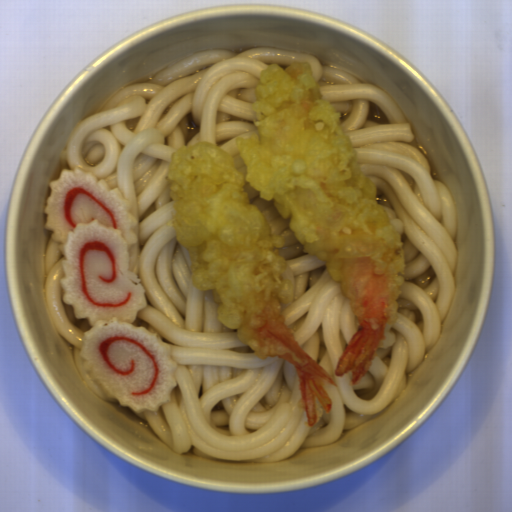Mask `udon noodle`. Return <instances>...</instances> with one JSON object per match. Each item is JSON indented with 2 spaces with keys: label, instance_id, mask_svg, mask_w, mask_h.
Masks as SVG:
<instances>
[{
  "label": "udon noodle",
  "instance_id": "udon-noodle-1",
  "mask_svg": "<svg viewBox=\"0 0 512 512\" xmlns=\"http://www.w3.org/2000/svg\"><path fill=\"white\" fill-rule=\"evenodd\" d=\"M312 65L326 100L341 115L354 149L377 185L378 201L399 230L405 279L398 320L358 384L334 370L360 327L326 262L303 251L273 200L246 183L250 201L292 269L294 299L286 319L303 349L337 382L328 386L331 412L307 425L295 370L277 357L259 360L235 330L221 325L216 303L191 285L190 263L168 222L174 212L164 176L173 151L193 142L223 148L245 173L235 147L257 129L251 108L261 70L271 63ZM63 169H82L130 201L135 243L129 265L147 308L133 325L169 346L175 385L156 411H132L179 454L209 460L279 462L302 448L338 442L388 407L438 341L457 293L459 247L454 196L433 178L412 126L388 91L362 82L316 56L282 48L225 49L188 54L142 82L127 84L73 124Z\"/></svg>",
  "mask_w": 512,
  "mask_h": 512
},
{
  "label": "udon noodle",
  "instance_id": "udon-noodle-2",
  "mask_svg": "<svg viewBox=\"0 0 512 512\" xmlns=\"http://www.w3.org/2000/svg\"><path fill=\"white\" fill-rule=\"evenodd\" d=\"M64 258L60 242L54 239L52 232L46 242L43 266L44 298L51 321L59 336L72 346L73 363L91 392L105 402L120 404L101 382L85 371L80 348L85 332L92 326L88 318H76L72 304L63 300Z\"/></svg>",
  "mask_w": 512,
  "mask_h": 512
}]
</instances>
